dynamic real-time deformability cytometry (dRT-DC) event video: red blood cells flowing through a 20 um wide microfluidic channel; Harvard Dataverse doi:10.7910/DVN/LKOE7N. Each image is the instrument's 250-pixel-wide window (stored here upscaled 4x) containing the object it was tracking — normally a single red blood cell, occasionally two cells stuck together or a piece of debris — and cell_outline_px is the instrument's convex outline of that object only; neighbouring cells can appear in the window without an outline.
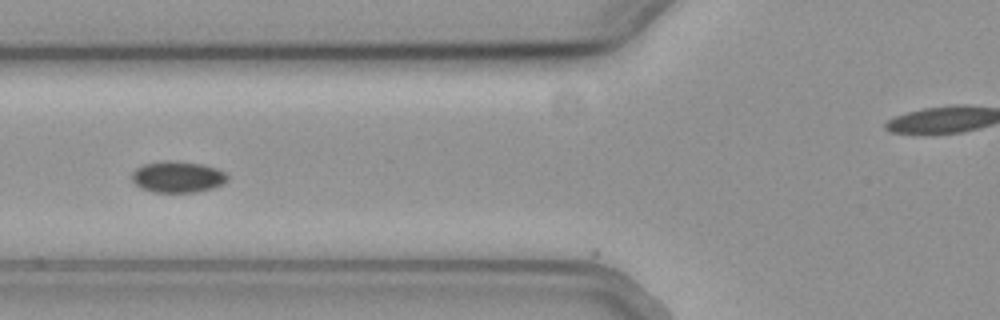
{"species": "common noctule bat (a hibernating species)", "species_latin": "Nyctalus noctula", "temperature_condition": "cold", "stored_images_in_passage": 12, "camera_frame_rate_fps": 3000, "um_per_image_px": 0.085, "animal": {"sex": "female", "body_mass_g": 19.3, "forearm_length_mm": 54.1}, "frame": {"image": 1, "passage_image": 10, "time_ms": 3.0, "image_size_px": [1000, 320], "cell_outline_px": [[228, 180], [224, 184], [212, 188], [196, 192], [152, 192], [140, 188], [132, 180], [132, 172], [136, 168], [144, 164], [168, 160], [200, 164], [216, 168], [224, 172], [228, 176]], "centroid_in_image_um": [15.1, 15.04], "position_along_channel_um": 110.7, "area_um2": 17.4}}